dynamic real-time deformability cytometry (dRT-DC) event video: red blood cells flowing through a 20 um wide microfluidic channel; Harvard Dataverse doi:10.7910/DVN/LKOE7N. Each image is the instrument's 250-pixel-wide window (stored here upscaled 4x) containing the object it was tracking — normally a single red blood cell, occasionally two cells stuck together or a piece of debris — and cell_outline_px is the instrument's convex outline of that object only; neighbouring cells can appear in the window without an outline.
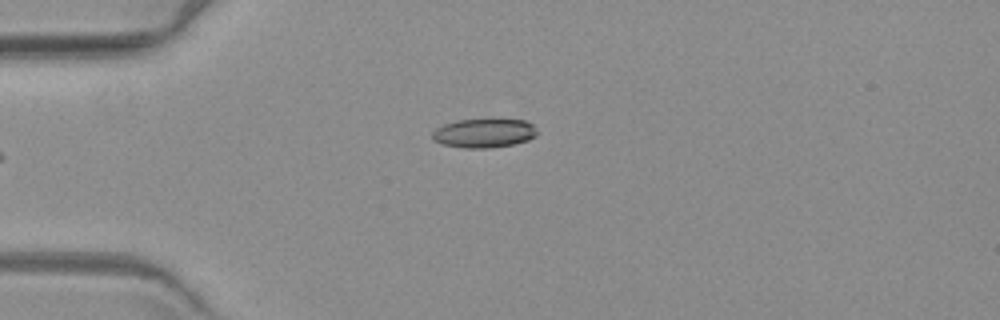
{"species": "common noctule bat (a hibernating species)", "species_latin": "Nyctalus noctula", "temperature_condition": "warm", "stored_images_in_passage": 5, "camera_frame_rate_fps": 3000, "um_per_image_px": 0.085, "animal": {"sex": "female", "body_mass_g": 19.3, "forearm_length_mm": 54.1}, "frame": {"image": 1, "passage_image": 5, "time_ms": 4.667, "image_size_px": [1000, 320], "cell_outline_px": [[536, 136], [528, 140], [512, 144], [488, 148], [464, 148], [444, 144], [432, 140], [432, 132], [436, 128], [444, 124], [460, 120], [524, 120], [532, 124], [536, 132]], "centroid_in_image_um": [41.11, 11.32], "position_along_channel_um": 43.9, "area_um2": 17.4}}